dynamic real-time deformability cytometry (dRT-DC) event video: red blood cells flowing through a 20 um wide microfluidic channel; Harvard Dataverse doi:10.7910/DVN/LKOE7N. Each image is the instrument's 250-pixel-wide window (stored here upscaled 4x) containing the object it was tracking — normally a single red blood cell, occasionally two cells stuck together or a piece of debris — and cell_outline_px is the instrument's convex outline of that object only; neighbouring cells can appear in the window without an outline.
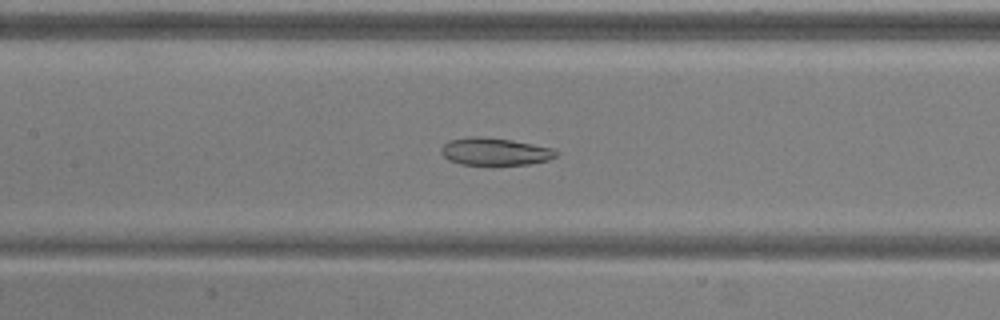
{"species": "common noctule bat (a hibernating species)", "species_latin": "Nyctalus noctula", "temperature_condition": "warm", "stored_images_in_passage": 24, "camera_frame_rate_fps": 3000, "um_per_image_px": 0.085, "animal": {"sex": "male", "body_mass_g": 20.5, "forearm_length_mm": 52.5}, "frame": {"image": 1, "passage_image": 10, "time_ms": 3.0, "image_size_px": [1000, 320], "cell_outline_px": [[560, 152], [556, 156], [548, 160], [528, 164], [460, 164], [448, 160], [440, 152], [440, 148], [448, 140], [468, 136], [476, 136], [512, 140], [552, 148]], "centroid_in_image_um": [42.03, 12.87], "position_along_channel_um": 165.4, "area_um2": 18.32}}
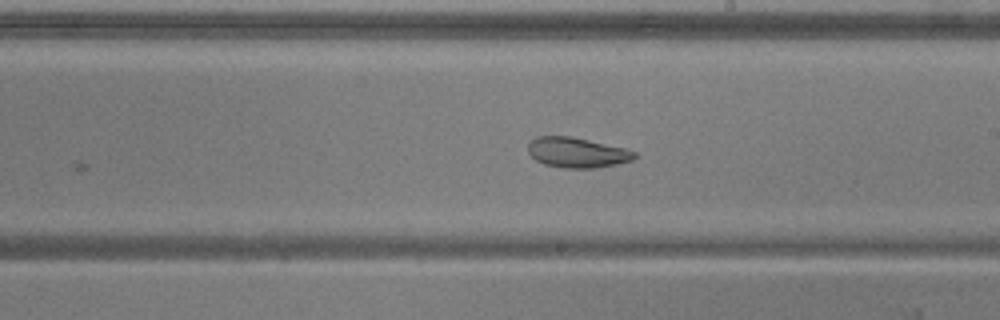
{"frame": {"image": 2, "passage_image": 16, "time_ms": 5.0, "image_size_px": [1000, 320], "cell_outline_px": [[636, 156], [632, 160], [616, 164], [596, 168], [564, 168], [544, 164], [536, 160], [528, 152], [528, 144], [536, 136], [572, 136], [624, 148], [636, 152]], "centroid_in_image_um": [49.03, 12.96], "position_along_channel_um": 240.0, "area_um2": 18.67}}
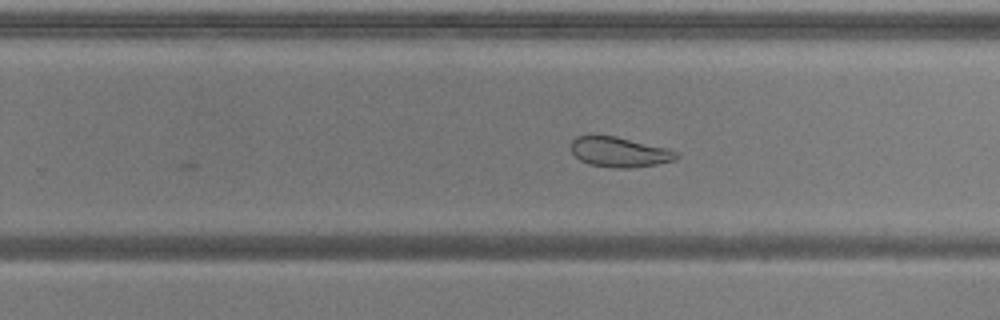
{"frame": {"image": 3, "passage_image": 19, "time_ms": 6.0, "image_size_px": [1000, 320], "cell_outline_px": [[680, 156], [676, 160], [656, 164], [632, 168], [616, 168], [588, 164], [580, 160], [572, 152], [572, 140], [576, 136], [616, 136], [668, 148], [680, 152]], "centroid_in_image_um": [52.71, 12.93], "position_along_channel_um": 277.1, "area_um2": 18.5}}